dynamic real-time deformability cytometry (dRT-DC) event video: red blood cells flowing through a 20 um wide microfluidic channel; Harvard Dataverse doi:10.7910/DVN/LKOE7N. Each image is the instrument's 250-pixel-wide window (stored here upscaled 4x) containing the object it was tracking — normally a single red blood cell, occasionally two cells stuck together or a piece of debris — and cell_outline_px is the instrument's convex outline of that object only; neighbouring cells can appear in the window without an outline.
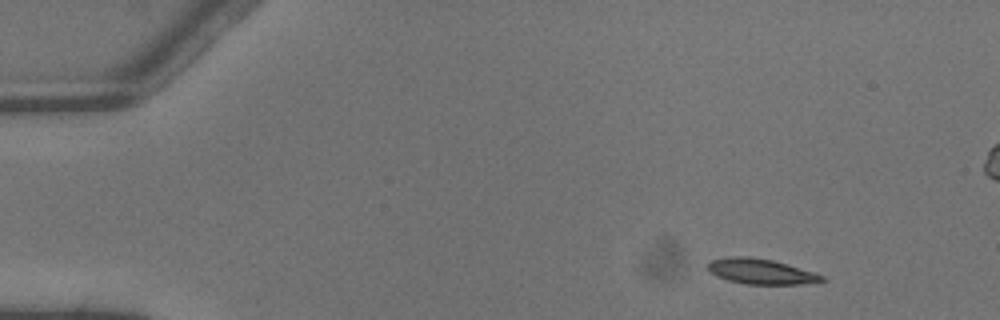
{"species": "common noctule bat (a hibernating species)", "species_latin": "Nyctalus noctula", "temperature_condition": "warm", "stored_images_in_passage": 4, "camera_frame_rate_fps": 3000, "um_per_image_px": 0.085, "animal": {"sex": "male", "body_mass_g": 13.3}, "frame": {"image": 1, "passage_image": 1, "time_ms": 0.0, "image_size_px": [1000, 320], "cell_outline_px": [[828, 280], [800, 284], [744, 284], [728, 280], [716, 276], [708, 268], [708, 260], [732, 256], [752, 256], [772, 260], [788, 264], [824, 276]], "centroid_in_image_um": [64.65, 23.06], "position_along_channel_um": 20.3, "area_um2": 16.82}}